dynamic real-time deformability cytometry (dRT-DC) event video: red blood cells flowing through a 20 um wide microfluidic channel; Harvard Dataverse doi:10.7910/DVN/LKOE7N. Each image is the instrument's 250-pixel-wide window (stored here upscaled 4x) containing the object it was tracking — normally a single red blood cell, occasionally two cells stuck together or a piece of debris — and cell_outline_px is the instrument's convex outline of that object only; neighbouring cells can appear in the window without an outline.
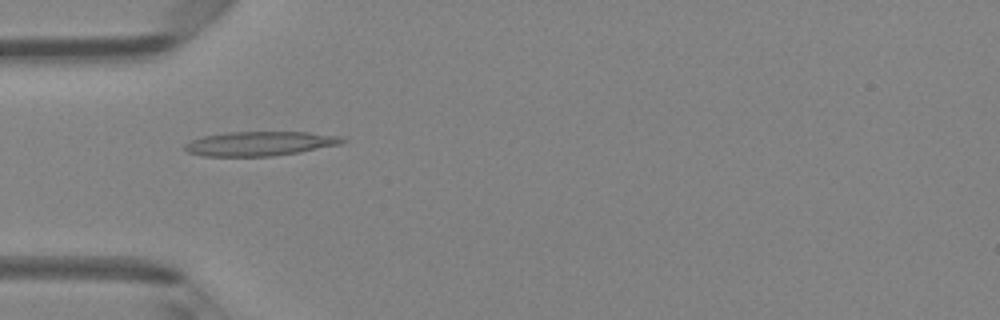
{"species": "Egyptian fruit bat (a non-hibernating species)", "species_latin": "Rousettus aegyptiacus", "temperature_condition": "room temperature", "stored_images_in_passage": 6, "camera_frame_rate_fps": 3000, "um_per_image_px": 0.085, "animal": {"sex": "female"}, "frame": {"image": 1, "passage_image": 4, "time_ms": 1.0, "image_size_px": [1000, 320], "cell_outline_px": [[348, 140], [340, 144], [300, 152], [272, 156], [204, 156], [188, 152], [184, 148], [184, 144], [192, 140], [204, 136], [228, 132], [308, 132], [340, 136]], "centroid_in_image_um": [22.11, 12.2], "position_along_channel_um": 62.9, "area_um2": 22.25}}
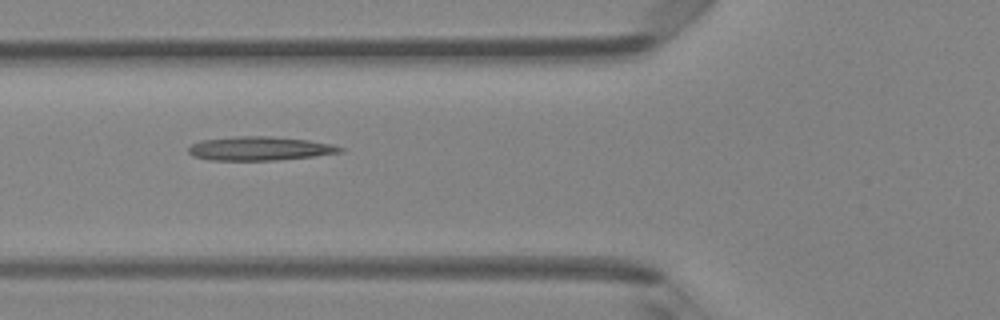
{"frame": {"image": 2, "passage_image": 5, "time_ms": 1.333, "image_size_px": [1000, 320], "cell_outline_px": [[344, 152], [312, 156], [276, 160], [208, 160], [192, 156], [188, 152], [188, 148], [192, 144], [200, 140], [236, 136], [272, 136], [308, 140], [332, 144], [344, 148]], "centroid_in_image_um": [22.05, 12.62], "position_along_channel_um": 103.7, "area_um2": 21.15}}
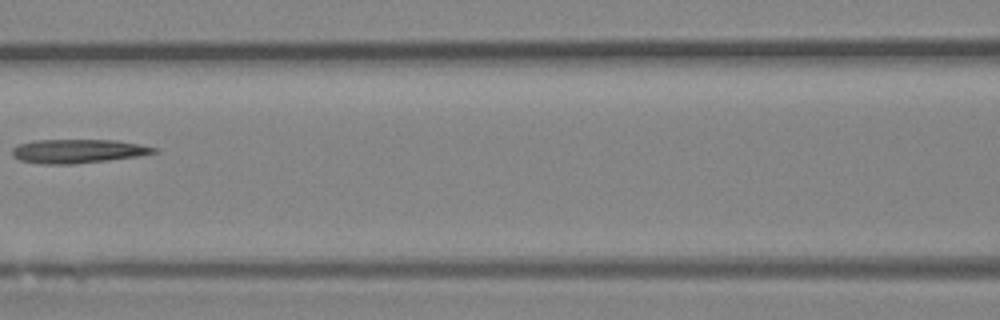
{"frame": {"image": 3, "passage_image": 6, "time_ms": 1.667, "image_size_px": [1000, 320], "cell_outline_px": [[160, 152], [140, 156], [108, 160], [72, 164], [40, 164], [20, 160], [12, 156], [12, 148], [20, 144], [32, 140], [116, 140], [140, 144], [156, 148]], "centroid_in_image_um": [6.63, 12.85], "position_along_channel_um": 160.0, "area_um2": 19.83}}